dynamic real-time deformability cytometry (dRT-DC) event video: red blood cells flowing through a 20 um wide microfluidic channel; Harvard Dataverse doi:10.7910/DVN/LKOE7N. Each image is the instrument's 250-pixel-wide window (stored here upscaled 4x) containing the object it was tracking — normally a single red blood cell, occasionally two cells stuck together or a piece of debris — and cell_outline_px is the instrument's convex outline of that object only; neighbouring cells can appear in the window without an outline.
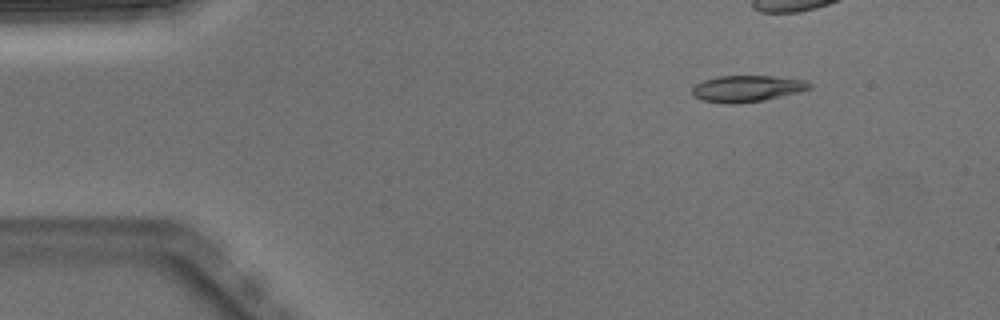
{"species": "Egyptian fruit bat (a non-hibernating species)", "species_latin": "Rousettus aegyptiacus", "temperature_condition": "warm", "stored_images_in_passage": 2, "camera_frame_rate_fps": 3000, "um_per_image_px": 0.085, "animal": {"sex": "male"}, "frame": {"image": 1, "passage_image": 2, "time_ms": 0.333, "image_size_px": [1000, 320], "cell_outline_px": [[812, 88], [800, 92], [764, 100], [736, 104], [728, 104], [700, 100], [692, 96], [692, 88], [696, 84], [704, 80], [716, 76], [772, 76], [808, 80], [812, 84]], "centroid_in_image_um": [63.51, 7.53], "position_along_channel_um": 21.5, "area_um2": 18.32}}